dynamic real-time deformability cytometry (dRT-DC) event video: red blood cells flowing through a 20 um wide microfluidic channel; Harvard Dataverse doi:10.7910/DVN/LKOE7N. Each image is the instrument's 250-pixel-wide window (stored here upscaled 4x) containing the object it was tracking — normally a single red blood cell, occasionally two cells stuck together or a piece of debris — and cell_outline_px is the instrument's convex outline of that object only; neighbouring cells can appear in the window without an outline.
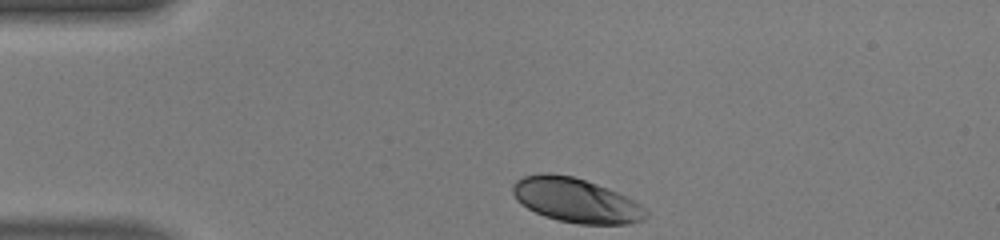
{"species": "human", "species_latin": "Homo sapiens", "temperature_condition": "warm", "stored_images_in_passage": 31, "camera_frame_rate_fps": 3000, "um_per_image_px": 0.085, "donor": {"sex": "male"}, "frame": {"image": 1, "passage_image": 1, "time_ms": 0.0, "image_size_px": [1000, 240], "cell_outline_px": [[648, 216], [644, 220], [628, 224], [580, 224], [556, 220], [544, 216], [520, 204], [516, 200], [512, 192], [512, 184], [516, 180], [524, 176], [540, 172], [548, 172], [572, 176], [608, 188], [640, 204], [648, 212]], "centroid_in_image_um": [48.92, 17.02], "position_along_channel_um": 36.1, "area_um2": 34.51}}
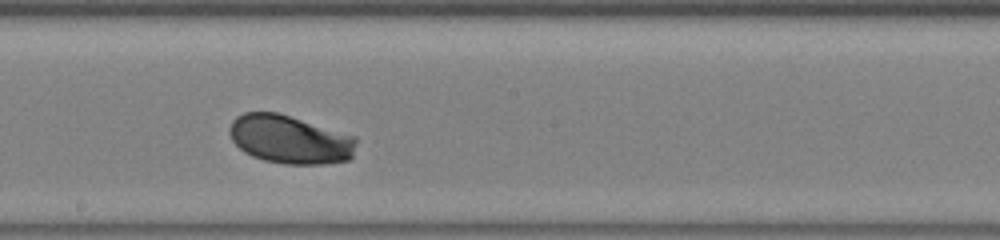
{"frame": {"image": 2, "passage_image": 18, "time_ms": 5.667, "image_size_px": [1000, 240], "cell_outline_px": [[356, 144], [352, 156], [348, 160], [324, 164], [284, 164], [264, 160], [252, 156], [244, 152], [232, 140], [228, 132], [228, 128], [232, 120], [236, 116], [244, 112], [276, 112], [356, 136]], "centroid_in_image_um": [24.61, 11.85], "position_along_channel_um": 223.6, "area_um2": 35.84}}
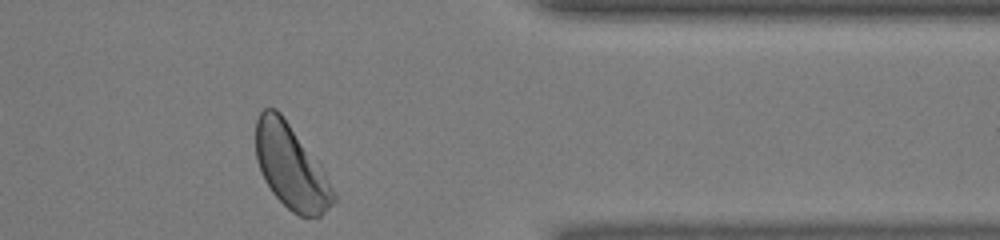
{"frame": {"image": 3, "passage_image": 31, "time_ms": 10.0, "image_size_px": [1000, 240], "cell_outline_px": [[336, 200], [320, 216], [300, 216], [292, 212], [272, 192], [264, 180], [256, 160], [256, 120], [260, 112], [264, 108], [276, 108], [280, 112], [324, 168], [336, 196]], "centroid_in_image_um": [24.74, 14.16], "position_along_channel_um": 386.7, "area_um2": 38.03}, "authors_computed_cell_mechanics": {"area_um2": 35.547, "velocity_mm_per_s": 4.1149, "shape_relaxation_time_tau1_ms": 2.1163, "shape_relaxation_time_tau2_ms": null, "deformation_change_tau1": 0.1295, "deformation_change_tau2": null}}